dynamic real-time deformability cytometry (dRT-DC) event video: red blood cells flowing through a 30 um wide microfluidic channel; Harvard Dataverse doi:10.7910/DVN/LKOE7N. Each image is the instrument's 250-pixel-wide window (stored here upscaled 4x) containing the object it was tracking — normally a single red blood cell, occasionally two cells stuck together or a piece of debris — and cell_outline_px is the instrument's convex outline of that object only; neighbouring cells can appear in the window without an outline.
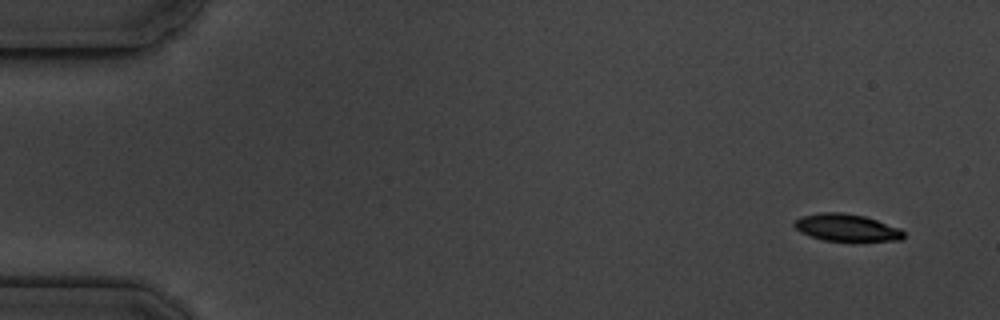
{"species": "common noctule bat (a hibernating species)", "species_latin": "Nyctalus noctula", "temperature_condition": "cold", "stored_images_in_passage": 6, "segment_of_instrument_passage": [2, 2], "camera_frame_rate_fps": 3000, "um_per_image_px": 0.085, "animal": {"sex": "male", "body_mass_g": 19.5, "forearm_length_mm": 54.6}, "frame": {"image": 1, "passage_image": 6, "time_ms": 6.667, "image_size_px": [1000, 320], "cell_outline_px": [[904, 236], [900, 240], [824, 240], [800, 232], [792, 224], [796, 220], [804, 216], [824, 212], [840, 212], [864, 216], [900, 228], [904, 232]], "centroid_in_image_um": [71.96, 19.34], "position_along_channel_um": 13.0, "area_um2": 16.82}}